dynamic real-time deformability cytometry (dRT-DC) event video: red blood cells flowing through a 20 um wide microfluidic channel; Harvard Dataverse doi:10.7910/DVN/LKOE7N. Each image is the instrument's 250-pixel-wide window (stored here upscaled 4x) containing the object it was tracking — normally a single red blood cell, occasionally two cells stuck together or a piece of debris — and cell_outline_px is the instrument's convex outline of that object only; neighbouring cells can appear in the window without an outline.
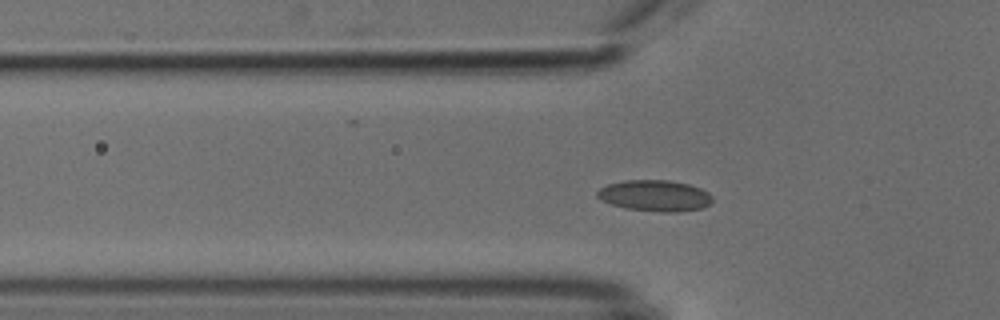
{"species": "common noctule bat (a hibernating species)", "species_latin": "Nyctalus noctula", "temperature_condition": "cold", "stored_images_in_passage": 44, "segment_of_instrument_passage": [1, 2], "camera_frame_rate_fps": 3000, "um_per_image_px": 0.085, "animal": {"sex": "male", "body_mass_g": 18.8}, "frame": {"image": 1, "passage_image": 7, "time_ms": 2.0, "image_size_px": [1000, 320], "cell_outline_px": [[712, 204], [704, 208], [680, 212], [664, 212], [624, 208], [600, 200], [596, 196], [596, 192], [600, 188], [608, 184], [624, 180], [668, 180], [688, 184], [700, 188], [708, 192], [712, 196]], "centroid_in_image_um": [55.68, 16.64], "position_along_channel_um": 70.1, "area_um2": 21.1}}
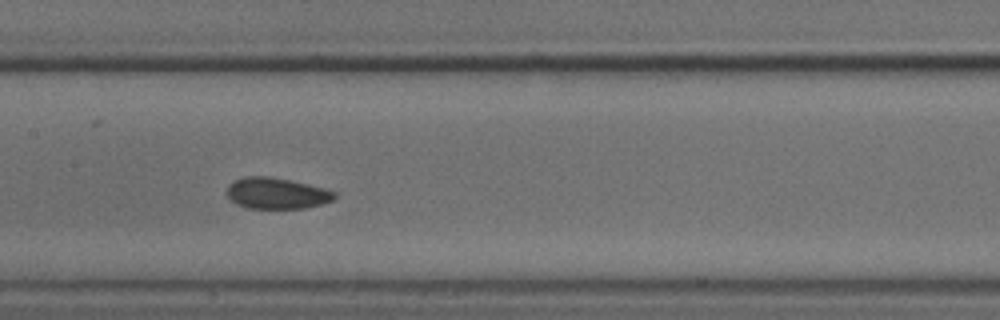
{"frame": {"image": 2, "passage_image": 16, "time_ms": 5.0, "image_size_px": [1000, 320], "cell_outline_px": [[336, 196], [332, 200], [320, 204], [304, 208], [248, 208], [236, 204], [228, 196], [228, 184], [236, 180], [248, 176], [268, 176], [308, 184], [324, 188], [336, 192]], "centroid_in_image_um": [23.51, 16.43], "position_along_channel_um": 183.9, "area_um2": 19.25}}
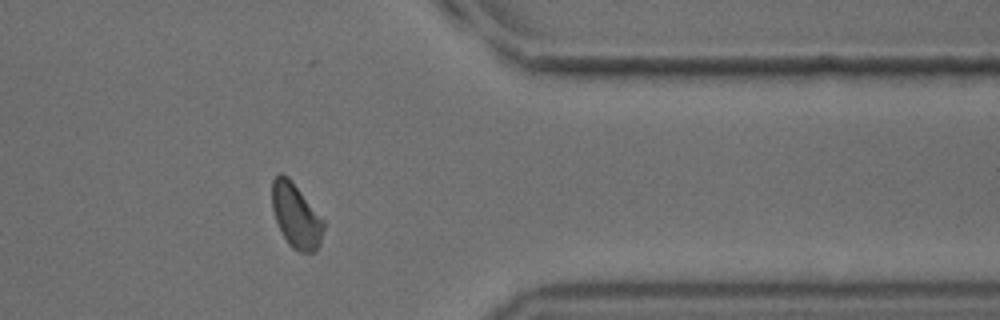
{"frame": {"image": 3, "passage_image": 33, "time_ms": 10.667, "image_size_px": [1000, 320], "cell_outline_px": [[324, 228], [320, 244], [316, 252], [300, 252], [292, 248], [288, 244], [276, 220], [272, 208], [272, 180], [280, 172], [288, 176], [324, 220]], "centroid_in_image_um": [25.17, 18.34], "position_along_channel_um": 386.2, "area_um2": 19.25}}